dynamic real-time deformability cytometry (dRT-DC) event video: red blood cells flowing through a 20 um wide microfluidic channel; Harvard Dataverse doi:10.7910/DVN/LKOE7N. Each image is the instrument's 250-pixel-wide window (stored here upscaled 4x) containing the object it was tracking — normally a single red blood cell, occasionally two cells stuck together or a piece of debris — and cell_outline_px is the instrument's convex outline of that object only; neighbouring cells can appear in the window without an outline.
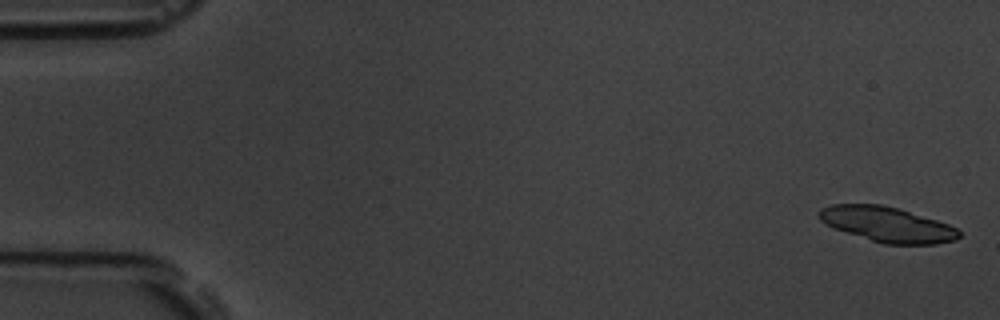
{"species": "common noctule bat (a hibernating species)", "species_latin": "Nyctalus noctula", "temperature_condition": "room temperature", "stored_images_in_passage": 7, "segment_of_instrument_passage": [1, 2], "camera_frame_rate_fps": 3000, "um_per_image_px": 0.085, "animal": {"sex": "male", "body_mass_g": 19.5, "forearm_length_mm": 54.6}, "frame": {"image": 1, "passage_image": 1, "time_ms": 0.0, "image_size_px": [1000, 320], "cell_outline_px": [[960, 236], [956, 240], [936, 244], [884, 244], [832, 228], [820, 220], [820, 208], [832, 204], [880, 204], [896, 208], [936, 220], [948, 224], [956, 228], [960, 232]], "centroid_in_image_um": [75.4, 19.08], "position_along_channel_um": 9.6, "area_um2": 28.38}}